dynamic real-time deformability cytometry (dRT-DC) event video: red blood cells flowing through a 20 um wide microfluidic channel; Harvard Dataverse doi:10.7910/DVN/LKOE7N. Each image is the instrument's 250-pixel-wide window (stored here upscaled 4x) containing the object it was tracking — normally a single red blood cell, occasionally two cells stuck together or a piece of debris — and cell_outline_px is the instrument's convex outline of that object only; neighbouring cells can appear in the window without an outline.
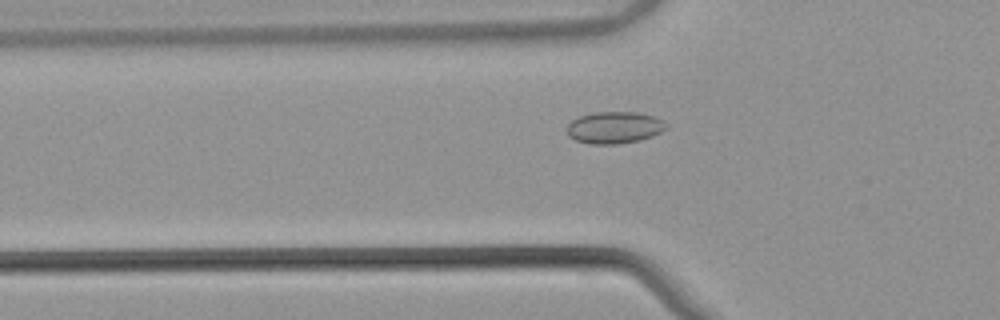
{"species": "common noctule bat (a hibernating species)", "species_latin": "Nyctalus noctula", "temperature_condition": "warm", "stored_images_in_passage": 33, "camera_frame_rate_fps": 3000, "um_per_image_px": 0.085, "animal": {"sex": "male", "body_mass_g": 21.5, "forearm_length_mm": 52.0}, "frame": {"image": 1, "passage_image": 3, "time_ms": 0.667, "image_size_px": [1000, 320], "cell_outline_px": [[668, 128], [652, 136], [640, 140], [616, 144], [588, 144], [576, 140], [568, 136], [568, 124], [572, 120], [580, 116], [592, 112], [636, 112], [652, 116], [668, 124]], "centroid_in_image_um": [52.21, 10.84], "position_along_channel_um": 73.6, "area_um2": 18.38}}
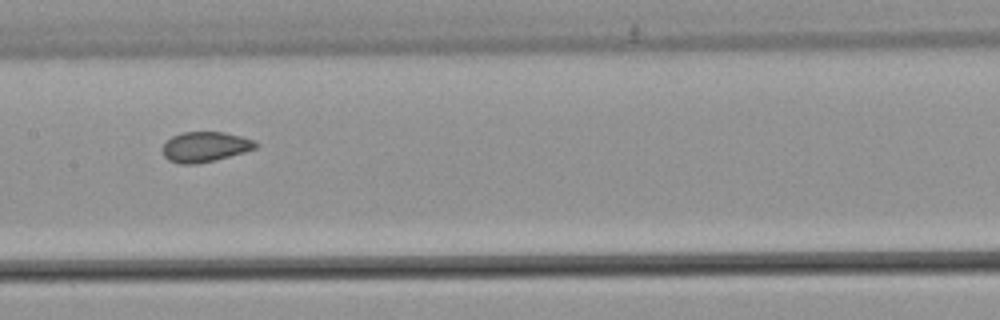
{"frame": {"image": 2, "passage_image": 12, "time_ms": 3.667, "image_size_px": [1000, 320], "cell_outline_px": [[260, 144], [256, 148], [244, 152], [216, 160], [196, 164], [180, 164], [168, 160], [164, 156], [160, 148], [172, 136], [180, 132], [224, 132], [256, 140]], "centroid_in_image_um": [17.43, 12.48], "position_along_channel_um": 190.0, "area_um2": 16.59}}
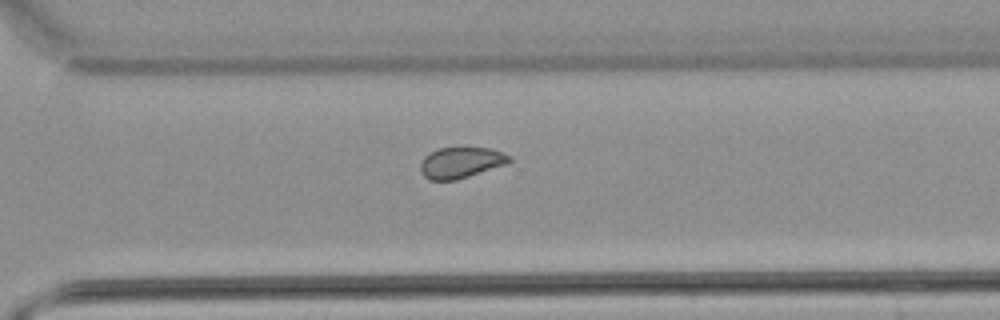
{"frame": {"image": 3, "passage_image": 23, "time_ms": 7.333, "image_size_px": [1000, 320], "cell_outline_px": [[512, 160], [508, 164], [456, 180], [428, 180], [420, 172], [420, 164], [424, 156], [440, 148], [492, 148], [512, 156]], "centroid_in_image_um": [39.2, 13.83], "position_along_channel_um": 331.4, "area_um2": 16.13}, "authors_computed_cell_mechanics": {"area_um2": 16.7042, "velocity_mm_per_s": 3.8603, "shape_relaxation_time_tau1_ms": null, "shape_relaxation_time_tau2_ms": 0.8092, "deformation_change_tau1": null, "deformation_change_tau2": 0.0493}}